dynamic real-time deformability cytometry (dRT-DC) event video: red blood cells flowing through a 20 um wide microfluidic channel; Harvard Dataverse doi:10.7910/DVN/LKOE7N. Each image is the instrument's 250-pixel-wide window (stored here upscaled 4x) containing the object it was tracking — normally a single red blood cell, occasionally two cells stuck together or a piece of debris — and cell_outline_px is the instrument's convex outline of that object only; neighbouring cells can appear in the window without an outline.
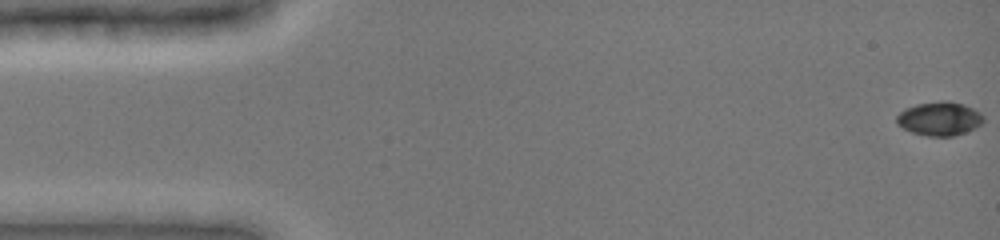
{"species": "common noctule bat (a hibernating species)", "species_latin": "Nyctalus noctula", "temperature_condition": "cold", "stored_images_in_passage": 49, "camera_frame_rate_fps": 3000, "um_per_image_px": 0.085, "animal": {"sex": "female", "body_mass_g": 19.0, "forearm_length_mm": 51.5}, "frame": {"image": 1, "passage_image": 1, "time_ms": 0.0, "image_size_px": [1000, 240], "cell_outline_px": [[984, 120], [976, 128], [956, 136], [928, 136], [912, 132], [896, 124], [896, 116], [904, 108], [916, 104], [940, 100], [948, 100], [964, 104], [980, 112], [984, 116]], "centroid_in_image_um": [79.86, 10.07], "position_along_channel_um": 5.1, "area_um2": 17.34}}
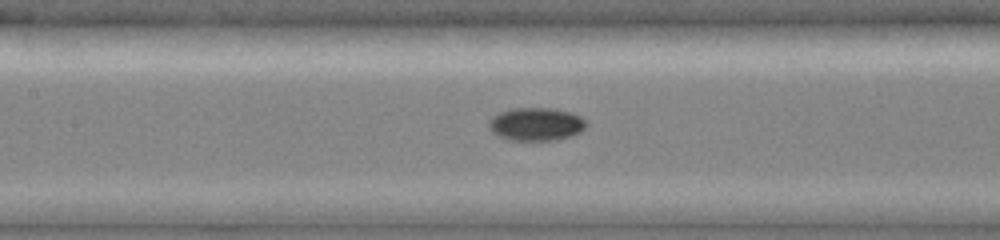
{"frame": {"image": 2, "passage_image": 23, "time_ms": 7.333, "image_size_px": [1000, 240], "cell_outline_px": [[588, 124], [580, 132], [556, 140], [512, 140], [500, 136], [492, 132], [488, 124], [488, 120], [492, 116], [500, 112], [512, 108], [552, 108], [572, 112], [580, 116]], "centroid_in_image_um": [45.56, 10.54], "position_along_channel_um": 161.8, "area_um2": 18.73}}
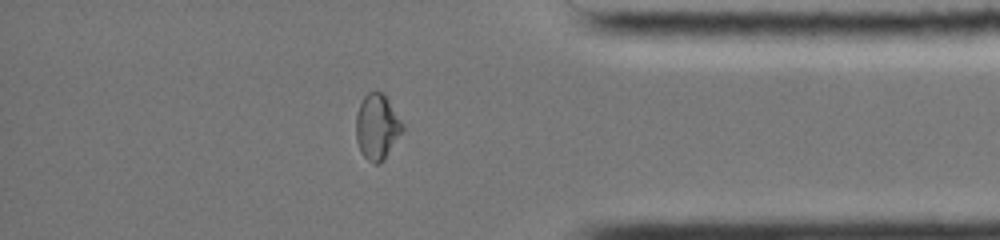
{"frame": {"image": 3, "passage_image": 42, "time_ms": 13.667, "image_size_px": [1000, 240], "cell_outline_px": [[404, 128], [384, 160], [380, 164], [372, 164], [364, 156], [356, 140], [356, 116], [360, 104], [364, 96], [368, 92], [384, 92], [404, 124]], "centroid_in_image_um": [32.06, 10.77], "position_along_channel_um": 403.1, "area_um2": 17.74}, "authors_computed_cell_mechanics": {"area_um2": 17.4556, "velocity_mm_per_s": 3.9636, "shape_relaxation_time_tau1_ms": 7.597, "shape_relaxation_time_tau2_ms": null, "deformation_change_tau1": 0.2028, "deformation_change_tau2": null}}